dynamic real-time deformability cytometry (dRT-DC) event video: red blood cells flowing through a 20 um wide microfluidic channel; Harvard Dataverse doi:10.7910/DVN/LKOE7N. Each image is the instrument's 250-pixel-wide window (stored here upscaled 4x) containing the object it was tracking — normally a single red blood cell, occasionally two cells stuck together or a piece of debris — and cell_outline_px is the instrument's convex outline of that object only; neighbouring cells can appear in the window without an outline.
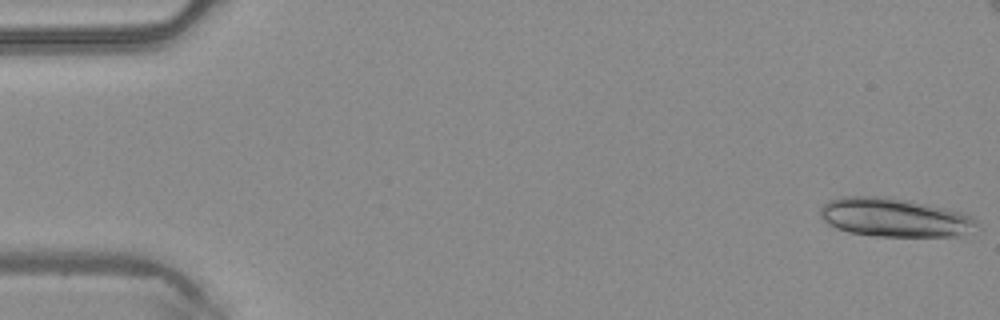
{"species": "common noctule bat (a hibernating species)", "species_latin": "Nyctalus noctula", "temperature_condition": "warm", "stored_images_in_passage": 19, "camera_frame_rate_fps": 3000, "um_per_image_px": 0.085, "animal": {"sex": "male", "body_mass_g": 20.4}, "frame": {"image": 1, "passage_image": 1, "time_ms": 0.0, "image_size_px": [1000, 320], "cell_outline_px": [[980, 228], [956, 236], [872, 236], [848, 232], [836, 228], [824, 220], [820, 216], [820, 208], [828, 200], [840, 196], [876, 196], [908, 200], [928, 204], [960, 212], [972, 216], [976, 220]], "centroid_in_image_um": [76.02, 18.49], "position_along_channel_um": 9.0, "area_um2": 35.37}}